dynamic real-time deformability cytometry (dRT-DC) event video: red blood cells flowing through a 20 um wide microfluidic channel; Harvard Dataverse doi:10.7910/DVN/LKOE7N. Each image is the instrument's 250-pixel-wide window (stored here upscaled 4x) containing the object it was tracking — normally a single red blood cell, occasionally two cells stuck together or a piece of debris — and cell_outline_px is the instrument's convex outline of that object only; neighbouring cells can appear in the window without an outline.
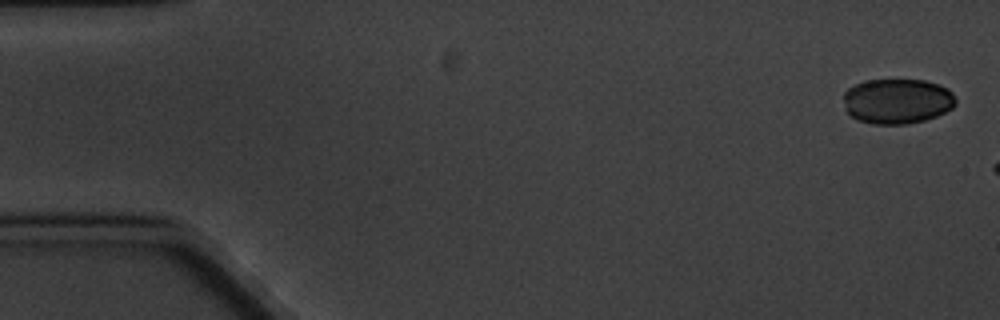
{"species": "common noctule bat (a hibernating species)", "species_latin": "Nyctalus noctula", "temperature_condition": "cold", "stored_images_in_passage": 4, "camera_frame_rate_fps": 3000, "um_per_image_px": 0.085, "animal": {"sex": "male", "body_mass_g": 20.1, "forearm_length_mm": 53.5}, "frame": {"image": 1, "passage_image": 1, "time_ms": 0.0, "image_size_px": [1000, 320], "cell_outline_px": [[956, 104], [952, 108], [936, 116], [924, 120], [904, 124], [872, 124], [856, 120], [844, 108], [844, 92], [848, 88], [864, 80], [924, 80], [948, 88], [952, 92], [956, 100]], "centroid_in_image_um": [76.25, 8.6], "position_along_channel_um": 8.8, "area_um2": 29.59}}